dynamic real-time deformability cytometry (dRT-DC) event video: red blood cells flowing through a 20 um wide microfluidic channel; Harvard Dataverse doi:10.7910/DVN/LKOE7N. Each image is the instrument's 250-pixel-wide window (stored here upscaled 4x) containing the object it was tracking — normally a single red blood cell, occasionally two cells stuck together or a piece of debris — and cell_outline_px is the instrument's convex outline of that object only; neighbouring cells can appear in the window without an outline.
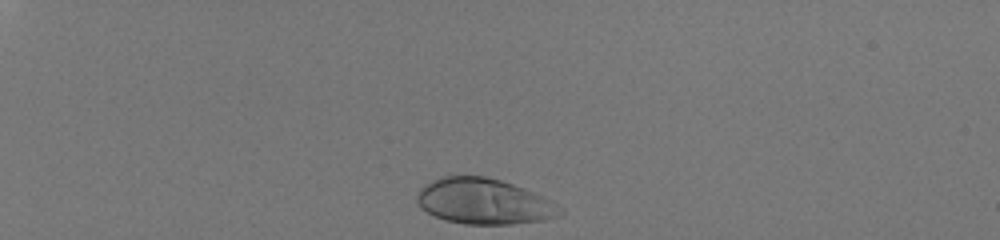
{"species": "human", "species_latin": "Homo sapiens", "temperature_condition": "room temperature", "stored_images_in_passage": 34, "camera_frame_rate_fps": 3000, "um_per_image_px": 0.085, "donor": {"sex": "male"}, "frame": {"image": 1, "passage_image": 1, "time_ms": 0.0, "image_size_px": [1000, 240], "cell_outline_px": [[564, 212], [560, 216], [544, 220], [512, 224], [464, 224], [448, 220], [436, 216], [420, 208], [416, 200], [416, 192], [424, 184], [440, 176], [484, 176], [500, 180], [524, 188], [552, 200], [564, 208]], "centroid_in_image_um": [41.15, 17.12], "position_along_channel_um": 43.9, "area_um2": 38.32}}
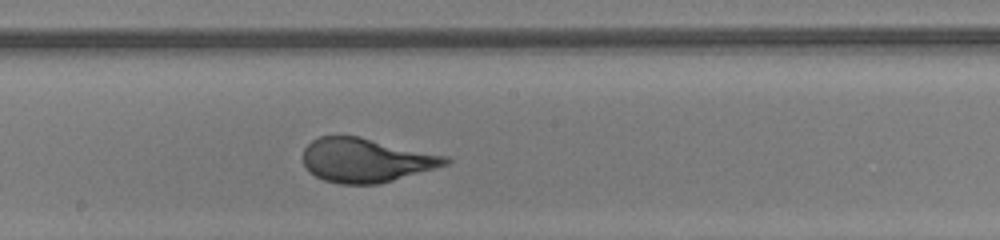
{"frame": {"image": 2, "passage_image": 20, "time_ms": 6.333, "image_size_px": [1000, 240], "cell_outline_px": [[452, 160], [448, 164], [436, 168], [380, 184], [340, 184], [324, 180], [308, 172], [304, 164], [304, 148], [312, 140], [320, 136], [360, 136], [448, 156]], "centroid_in_image_um": [31.12, 13.62], "position_along_channel_um": 217.1, "area_um2": 36.7}}
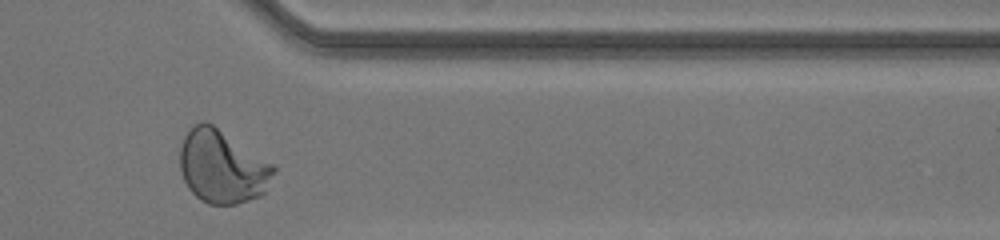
{"frame": {"image": 3, "passage_image": 33, "time_ms": 10.667, "image_size_px": [1000, 240], "cell_outline_px": [[276, 172], [264, 192], [260, 196], [236, 204], [208, 204], [200, 200], [188, 188], [184, 180], [180, 168], [180, 144], [188, 128], [204, 120], [212, 124], [272, 164], [276, 168]], "centroid_in_image_um": [18.86, 14.17], "position_along_channel_um": 392.5, "area_um2": 39.71}, "authors_computed_cell_mechanics": {"area_um2": 36.6741, "velocity_mm_per_s": 4.0887, "shape_relaxation_time_tau1_ms": 4.11, "shape_relaxation_time_tau2_ms": null, "deformation_change_tau1": 0.2329, "deformation_change_tau2": null}}